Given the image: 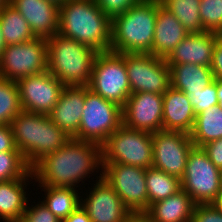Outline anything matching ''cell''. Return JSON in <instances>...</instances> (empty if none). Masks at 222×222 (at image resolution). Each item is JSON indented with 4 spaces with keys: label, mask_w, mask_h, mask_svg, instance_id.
Instances as JSON below:
<instances>
[{
    "label": "cell",
    "mask_w": 222,
    "mask_h": 222,
    "mask_svg": "<svg viewBox=\"0 0 222 222\" xmlns=\"http://www.w3.org/2000/svg\"><path fill=\"white\" fill-rule=\"evenodd\" d=\"M88 88L106 100L123 107L131 94L125 66V53H97Z\"/></svg>",
    "instance_id": "ba28073f"
},
{
    "label": "cell",
    "mask_w": 222,
    "mask_h": 222,
    "mask_svg": "<svg viewBox=\"0 0 222 222\" xmlns=\"http://www.w3.org/2000/svg\"><path fill=\"white\" fill-rule=\"evenodd\" d=\"M140 0H95L99 8L112 20L124 13Z\"/></svg>",
    "instance_id": "e575fe53"
},
{
    "label": "cell",
    "mask_w": 222,
    "mask_h": 222,
    "mask_svg": "<svg viewBox=\"0 0 222 222\" xmlns=\"http://www.w3.org/2000/svg\"><path fill=\"white\" fill-rule=\"evenodd\" d=\"M31 168L20 152L0 153V182L25 177Z\"/></svg>",
    "instance_id": "4dcf8cb0"
},
{
    "label": "cell",
    "mask_w": 222,
    "mask_h": 222,
    "mask_svg": "<svg viewBox=\"0 0 222 222\" xmlns=\"http://www.w3.org/2000/svg\"><path fill=\"white\" fill-rule=\"evenodd\" d=\"M20 152L14 142L10 125H0V153Z\"/></svg>",
    "instance_id": "f35d334b"
},
{
    "label": "cell",
    "mask_w": 222,
    "mask_h": 222,
    "mask_svg": "<svg viewBox=\"0 0 222 222\" xmlns=\"http://www.w3.org/2000/svg\"><path fill=\"white\" fill-rule=\"evenodd\" d=\"M29 202L31 203L32 201H28L19 222H61L42 201L39 200L37 203L34 201L31 203V206Z\"/></svg>",
    "instance_id": "836d02e7"
},
{
    "label": "cell",
    "mask_w": 222,
    "mask_h": 222,
    "mask_svg": "<svg viewBox=\"0 0 222 222\" xmlns=\"http://www.w3.org/2000/svg\"><path fill=\"white\" fill-rule=\"evenodd\" d=\"M122 125V107L92 92L86 86L85 103L76 140L103 145Z\"/></svg>",
    "instance_id": "52a82bcc"
},
{
    "label": "cell",
    "mask_w": 222,
    "mask_h": 222,
    "mask_svg": "<svg viewBox=\"0 0 222 222\" xmlns=\"http://www.w3.org/2000/svg\"><path fill=\"white\" fill-rule=\"evenodd\" d=\"M85 96L86 86H65L48 114L51 121L71 138L78 133Z\"/></svg>",
    "instance_id": "d6986e66"
},
{
    "label": "cell",
    "mask_w": 222,
    "mask_h": 222,
    "mask_svg": "<svg viewBox=\"0 0 222 222\" xmlns=\"http://www.w3.org/2000/svg\"><path fill=\"white\" fill-rule=\"evenodd\" d=\"M115 163L144 169L152 167V133L122 124L102 145V164Z\"/></svg>",
    "instance_id": "8992f818"
},
{
    "label": "cell",
    "mask_w": 222,
    "mask_h": 222,
    "mask_svg": "<svg viewBox=\"0 0 222 222\" xmlns=\"http://www.w3.org/2000/svg\"><path fill=\"white\" fill-rule=\"evenodd\" d=\"M163 130L191 133L196 114L187 94L169 87L163 94Z\"/></svg>",
    "instance_id": "ffe728a7"
},
{
    "label": "cell",
    "mask_w": 222,
    "mask_h": 222,
    "mask_svg": "<svg viewBox=\"0 0 222 222\" xmlns=\"http://www.w3.org/2000/svg\"><path fill=\"white\" fill-rule=\"evenodd\" d=\"M190 222H222V211L213 204H196Z\"/></svg>",
    "instance_id": "d590c367"
},
{
    "label": "cell",
    "mask_w": 222,
    "mask_h": 222,
    "mask_svg": "<svg viewBox=\"0 0 222 222\" xmlns=\"http://www.w3.org/2000/svg\"><path fill=\"white\" fill-rule=\"evenodd\" d=\"M5 42L3 40V35H2V30H1V26H0V55L3 51V49L5 48Z\"/></svg>",
    "instance_id": "ee69618b"
},
{
    "label": "cell",
    "mask_w": 222,
    "mask_h": 222,
    "mask_svg": "<svg viewBox=\"0 0 222 222\" xmlns=\"http://www.w3.org/2000/svg\"><path fill=\"white\" fill-rule=\"evenodd\" d=\"M188 33H202L204 27L199 14L201 0H160Z\"/></svg>",
    "instance_id": "f1b7e54d"
},
{
    "label": "cell",
    "mask_w": 222,
    "mask_h": 222,
    "mask_svg": "<svg viewBox=\"0 0 222 222\" xmlns=\"http://www.w3.org/2000/svg\"><path fill=\"white\" fill-rule=\"evenodd\" d=\"M219 33H189L165 59L167 65L195 64L211 66L213 48Z\"/></svg>",
    "instance_id": "ac0fdd59"
},
{
    "label": "cell",
    "mask_w": 222,
    "mask_h": 222,
    "mask_svg": "<svg viewBox=\"0 0 222 222\" xmlns=\"http://www.w3.org/2000/svg\"><path fill=\"white\" fill-rule=\"evenodd\" d=\"M199 14L204 31L222 32V0H201Z\"/></svg>",
    "instance_id": "1f68e13d"
},
{
    "label": "cell",
    "mask_w": 222,
    "mask_h": 222,
    "mask_svg": "<svg viewBox=\"0 0 222 222\" xmlns=\"http://www.w3.org/2000/svg\"><path fill=\"white\" fill-rule=\"evenodd\" d=\"M184 93L187 94L196 115L211 106L218 105L217 79L200 91Z\"/></svg>",
    "instance_id": "d6a6232c"
},
{
    "label": "cell",
    "mask_w": 222,
    "mask_h": 222,
    "mask_svg": "<svg viewBox=\"0 0 222 222\" xmlns=\"http://www.w3.org/2000/svg\"><path fill=\"white\" fill-rule=\"evenodd\" d=\"M148 207L181 190V180L154 167L146 169Z\"/></svg>",
    "instance_id": "83f0119b"
},
{
    "label": "cell",
    "mask_w": 222,
    "mask_h": 222,
    "mask_svg": "<svg viewBox=\"0 0 222 222\" xmlns=\"http://www.w3.org/2000/svg\"><path fill=\"white\" fill-rule=\"evenodd\" d=\"M170 86L183 92H197L215 79L210 67L195 64L168 65Z\"/></svg>",
    "instance_id": "cb8c5ba5"
},
{
    "label": "cell",
    "mask_w": 222,
    "mask_h": 222,
    "mask_svg": "<svg viewBox=\"0 0 222 222\" xmlns=\"http://www.w3.org/2000/svg\"><path fill=\"white\" fill-rule=\"evenodd\" d=\"M210 161L222 170V138L210 141L202 146Z\"/></svg>",
    "instance_id": "8d00e7d4"
},
{
    "label": "cell",
    "mask_w": 222,
    "mask_h": 222,
    "mask_svg": "<svg viewBox=\"0 0 222 222\" xmlns=\"http://www.w3.org/2000/svg\"><path fill=\"white\" fill-rule=\"evenodd\" d=\"M102 179L114 189L133 215L147 211L146 169L120 163L102 164Z\"/></svg>",
    "instance_id": "30bf717a"
},
{
    "label": "cell",
    "mask_w": 222,
    "mask_h": 222,
    "mask_svg": "<svg viewBox=\"0 0 222 222\" xmlns=\"http://www.w3.org/2000/svg\"><path fill=\"white\" fill-rule=\"evenodd\" d=\"M33 179L30 171L23 178L0 182V221L19 222L29 201L27 187Z\"/></svg>",
    "instance_id": "7402d4cb"
},
{
    "label": "cell",
    "mask_w": 222,
    "mask_h": 222,
    "mask_svg": "<svg viewBox=\"0 0 222 222\" xmlns=\"http://www.w3.org/2000/svg\"><path fill=\"white\" fill-rule=\"evenodd\" d=\"M152 167L181 180L187 165V157L194 144L190 134L182 131H157L152 133Z\"/></svg>",
    "instance_id": "4fadbf2b"
},
{
    "label": "cell",
    "mask_w": 222,
    "mask_h": 222,
    "mask_svg": "<svg viewBox=\"0 0 222 222\" xmlns=\"http://www.w3.org/2000/svg\"><path fill=\"white\" fill-rule=\"evenodd\" d=\"M44 191L43 204L61 221L81 205L80 189L38 185ZM45 196V197H44Z\"/></svg>",
    "instance_id": "d4e9b609"
},
{
    "label": "cell",
    "mask_w": 222,
    "mask_h": 222,
    "mask_svg": "<svg viewBox=\"0 0 222 222\" xmlns=\"http://www.w3.org/2000/svg\"><path fill=\"white\" fill-rule=\"evenodd\" d=\"M196 203L184 190L151 204L143 214L150 222H190Z\"/></svg>",
    "instance_id": "603a6c76"
},
{
    "label": "cell",
    "mask_w": 222,
    "mask_h": 222,
    "mask_svg": "<svg viewBox=\"0 0 222 222\" xmlns=\"http://www.w3.org/2000/svg\"><path fill=\"white\" fill-rule=\"evenodd\" d=\"M21 111L17 82L0 77V125H9Z\"/></svg>",
    "instance_id": "f546056e"
},
{
    "label": "cell",
    "mask_w": 222,
    "mask_h": 222,
    "mask_svg": "<svg viewBox=\"0 0 222 222\" xmlns=\"http://www.w3.org/2000/svg\"><path fill=\"white\" fill-rule=\"evenodd\" d=\"M163 94L131 93L122 107V124L154 133L163 130Z\"/></svg>",
    "instance_id": "2e32d148"
},
{
    "label": "cell",
    "mask_w": 222,
    "mask_h": 222,
    "mask_svg": "<svg viewBox=\"0 0 222 222\" xmlns=\"http://www.w3.org/2000/svg\"><path fill=\"white\" fill-rule=\"evenodd\" d=\"M218 107L222 110V80H217Z\"/></svg>",
    "instance_id": "b9f144b4"
},
{
    "label": "cell",
    "mask_w": 222,
    "mask_h": 222,
    "mask_svg": "<svg viewBox=\"0 0 222 222\" xmlns=\"http://www.w3.org/2000/svg\"><path fill=\"white\" fill-rule=\"evenodd\" d=\"M126 222H150L143 214L132 215Z\"/></svg>",
    "instance_id": "60d3db41"
},
{
    "label": "cell",
    "mask_w": 222,
    "mask_h": 222,
    "mask_svg": "<svg viewBox=\"0 0 222 222\" xmlns=\"http://www.w3.org/2000/svg\"><path fill=\"white\" fill-rule=\"evenodd\" d=\"M189 33L158 0L152 55L166 59Z\"/></svg>",
    "instance_id": "44dd1931"
},
{
    "label": "cell",
    "mask_w": 222,
    "mask_h": 222,
    "mask_svg": "<svg viewBox=\"0 0 222 222\" xmlns=\"http://www.w3.org/2000/svg\"><path fill=\"white\" fill-rule=\"evenodd\" d=\"M50 1H52V2H54L55 4H57V5H61L65 0H50Z\"/></svg>",
    "instance_id": "bcb514c9"
},
{
    "label": "cell",
    "mask_w": 222,
    "mask_h": 222,
    "mask_svg": "<svg viewBox=\"0 0 222 222\" xmlns=\"http://www.w3.org/2000/svg\"><path fill=\"white\" fill-rule=\"evenodd\" d=\"M221 187V170L210 161L202 147L194 146L187 157L181 189L186 191L196 204H212Z\"/></svg>",
    "instance_id": "9c48e42d"
},
{
    "label": "cell",
    "mask_w": 222,
    "mask_h": 222,
    "mask_svg": "<svg viewBox=\"0 0 222 222\" xmlns=\"http://www.w3.org/2000/svg\"><path fill=\"white\" fill-rule=\"evenodd\" d=\"M9 125L16 147L30 168L45 155L57 151L71 138L47 114L22 110Z\"/></svg>",
    "instance_id": "3957f363"
},
{
    "label": "cell",
    "mask_w": 222,
    "mask_h": 222,
    "mask_svg": "<svg viewBox=\"0 0 222 222\" xmlns=\"http://www.w3.org/2000/svg\"><path fill=\"white\" fill-rule=\"evenodd\" d=\"M131 93L164 94L170 87V68L165 59L150 53H125Z\"/></svg>",
    "instance_id": "7c38bea8"
},
{
    "label": "cell",
    "mask_w": 222,
    "mask_h": 222,
    "mask_svg": "<svg viewBox=\"0 0 222 222\" xmlns=\"http://www.w3.org/2000/svg\"><path fill=\"white\" fill-rule=\"evenodd\" d=\"M47 40L36 37L31 41L6 45L0 55V77L15 81L47 71Z\"/></svg>",
    "instance_id": "8fae6325"
},
{
    "label": "cell",
    "mask_w": 222,
    "mask_h": 222,
    "mask_svg": "<svg viewBox=\"0 0 222 222\" xmlns=\"http://www.w3.org/2000/svg\"><path fill=\"white\" fill-rule=\"evenodd\" d=\"M95 184L86 190L81 206L92 222H126L133 214L125 207L114 189L102 179V171L96 176ZM89 193V194H88Z\"/></svg>",
    "instance_id": "9a60e30c"
},
{
    "label": "cell",
    "mask_w": 222,
    "mask_h": 222,
    "mask_svg": "<svg viewBox=\"0 0 222 222\" xmlns=\"http://www.w3.org/2000/svg\"><path fill=\"white\" fill-rule=\"evenodd\" d=\"M217 209L222 211V187L221 190L218 192V196L216 200L212 203Z\"/></svg>",
    "instance_id": "7bdbcfd3"
},
{
    "label": "cell",
    "mask_w": 222,
    "mask_h": 222,
    "mask_svg": "<svg viewBox=\"0 0 222 222\" xmlns=\"http://www.w3.org/2000/svg\"><path fill=\"white\" fill-rule=\"evenodd\" d=\"M58 33L98 53L110 51L111 19L95 0H65L59 7Z\"/></svg>",
    "instance_id": "7a4b0ae2"
},
{
    "label": "cell",
    "mask_w": 222,
    "mask_h": 222,
    "mask_svg": "<svg viewBox=\"0 0 222 222\" xmlns=\"http://www.w3.org/2000/svg\"><path fill=\"white\" fill-rule=\"evenodd\" d=\"M23 111L49 114L65 87L49 71L31 74L17 81Z\"/></svg>",
    "instance_id": "5bb4252c"
},
{
    "label": "cell",
    "mask_w": 222,
    "mask_h": 222,
    "mask_svg": "<svg viewBox=\"0 0 222 222\" xmlns=\"http://www.w3.org/2000/svg\"><path fill=\"white\" fill-rule=\"evenodd\" d=\"M214 79L222 80V36L219 35L213 48L212 63L210 66Z\"/></svg>",
    "instance_id": "74e56055"
},
{
    "label": "cell",
    "mask_w": 222,
    "mask_h": 222,
    "mask_svg": "<svg viewBox=\"0 0 222 222\" xmlns=\"http://www.w3.org/2000/svg\"><path fill=\"white\" fill-rule=\"evenodd\" d=\"M47 40V71L64 86H88L97 51L55 33Z\"/></svg>",
    "instance_id": "5b68a950"
},
{
    "label": "cell",
    "mask_w": 222,
    "mask_h": 222,
    "mask_svg": "<svg viewBox=\"0 0 222 222\" xmlns=\"http://www.w3.org/2000/svg\"><path fill=\"white\" fill-rule=\"evenodd\" d=\"M36 37L49 38L59 29V5L50 0H10Z\"/></svg>",
    "instance_id": "e0dca14e"
},
{
    "label": "cell",
    "mask_w": 222,
    "mask_h": 222,
    "mask_svg": "<svg viewBox=\"0 0 222 222\" xmlns=\"http://www.w3.org/2000/svg\"><path fill=\"white\" fill-rule=\"evenodd\" d=\"M61 222H92L87 212L80 205L75 211H73L67 218Z\"/></svg>",
    "instance_id": "ab89813d"
},
{
    "label": "cell",
    "mask_w": 222,
    "mask_h": 222,
    "mask_svg": "<svg viewBox=\"0 0 222 222\" xmlns=\"http://www.w3.org/2000/svg\"><path fill=\"white\" fill-rule=\"evenodd\" d=\"M99 170L102 171V146L70 138L31 168L35 180L31 186L37 182V185L77 189L81 181L85 187V180Z\"/></svg>",
    "instance_id": "6da1fadb"
},
{
    "label": "cell",
    "mask_w": 222,
    "mask_h": 222,
    "mask_svg": "<svg viewBox=\"0 0 222 222\" xmlns=\"http://www.w3.org/2000/svg\"><path fill=\"white\" fill-rule=\"evenodd\" d=\"M190 137L195 147L222 138V110L218 105L196 115Z\"/></svg>",
    "instance_id": "4316f807"
},
{
    "label": "cell",
    "mask_w": 222,
    "mask_h": 222,
    "mask_svg": "<svg viewBox=\"0 0 222 222\" xmlns=\"http://www.w3.org/2000/svg\"><path fill=\"white\" fill-rule=\"evenodd\" d=\"M0 26L5 45H16L36 38L28 22L10 4L0 8Z\"/></svg>",
    "instance_id": "484cf974"
},
{
    "label": "cell",
    "mask_w": 222,
    "mask_h": 222,
    "mask_svg": "<svg viewBox=\"0 0 222 222\" xmlns=\"http://www.w3.org/2000/svg\"><path fill=\"white\" fill-rule=\"evenodd\" d=\"M158 0H140L111 20V47L116 53H150L155 33Z\"/></svg>",
    "instance_id": "277c9868"
},
{
    "label": "cell",
    "mask_w": 222,
    "mask_h": 222,
    "mask_svg": "<svg viewBox=\"0 0 222 222\" xmlns=\"http://www.w3.org/2000/svg\"><path fill=\"white\" fill-rule=\"evenodd\" d=\"M9 3H10V0H0V8Z\"/></svg>",
    "instance_id": "f6af8a7d"
}]
</instances>
